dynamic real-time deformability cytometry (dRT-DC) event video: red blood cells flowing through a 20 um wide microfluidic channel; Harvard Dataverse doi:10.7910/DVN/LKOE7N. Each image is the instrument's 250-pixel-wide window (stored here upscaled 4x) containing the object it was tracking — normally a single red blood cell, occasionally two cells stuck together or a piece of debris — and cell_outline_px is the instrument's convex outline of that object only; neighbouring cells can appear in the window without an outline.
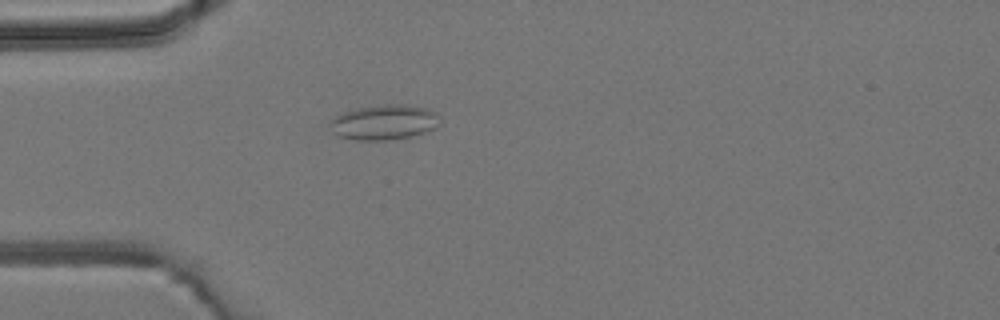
{"species": "common noctule bat (a hibernating species)", "species_latin": "Nyctalus noctula", "temperature_condition": "room temperature", "stored_images_in_passage": 1, "camera_frame_rate_fps": 3000, "um_per_image_px": 0.085, "animal": {"sex": "male", "body_mass_g": 19.2, "forearm_length_mm": 51.8}, "frame": {"image": 1, "passage_image": 1, "time_ms": 0.0, "image_size_px": [1000, 320], "cell_outline_px": [[440, 124], [436, 128], [412, 136], [384, 140], [356, 140], [340, 136], [332, 132], [328, 124], [336, 116], [344, 112], [360, 108], [384, 104], [400, 104], [428, 108], [436, 112], [440, 116]], "centroid_in_image_um": [32.69, 10.39], "position_along_channel_um": 52.3, "area_um2": 22.43}}